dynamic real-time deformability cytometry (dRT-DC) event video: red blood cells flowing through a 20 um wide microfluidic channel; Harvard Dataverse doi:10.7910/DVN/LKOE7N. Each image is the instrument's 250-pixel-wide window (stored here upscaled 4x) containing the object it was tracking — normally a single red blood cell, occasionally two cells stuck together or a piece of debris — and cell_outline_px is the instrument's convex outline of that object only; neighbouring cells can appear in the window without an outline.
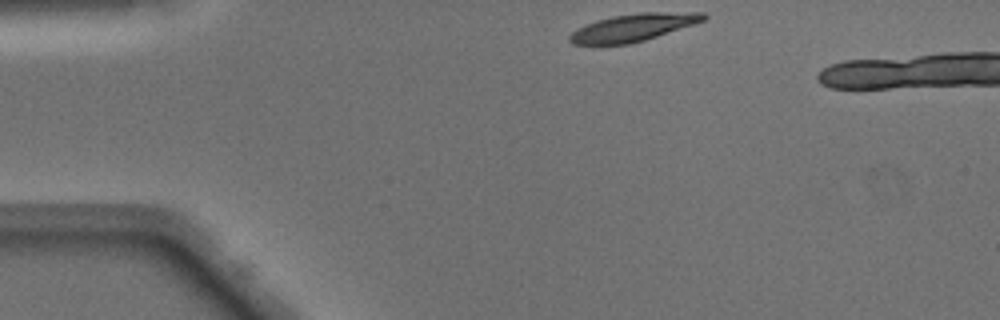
{"species": "Egyptian fruit bat (a non-hibernating species)", "species_latin": "Rousettus aegyptiacus", "temperature_condition": "warm", "stored_images_in_passage": 5, "camera_frame_rate_fps": 3000, "um_per_image_px": 0.085, "animal": {"sex": "male"}, "frame": {"image": 1, "passage_image": 1, "time_ms": 0.0, "image_size_px": [1000, 320], "cell_outline_px": [[708, 16], [704, 20], [644, 40], [628, 44], [572, 44], [568, 40], [568, 36], [576, 28], [584, 24], [596, 20], [612, 16], [640, 12], [704, 12]], "centroid_in_image_um": [53.76, 2.32], "position_along_channel_um": 31.2, "area_um2": 21.27}}